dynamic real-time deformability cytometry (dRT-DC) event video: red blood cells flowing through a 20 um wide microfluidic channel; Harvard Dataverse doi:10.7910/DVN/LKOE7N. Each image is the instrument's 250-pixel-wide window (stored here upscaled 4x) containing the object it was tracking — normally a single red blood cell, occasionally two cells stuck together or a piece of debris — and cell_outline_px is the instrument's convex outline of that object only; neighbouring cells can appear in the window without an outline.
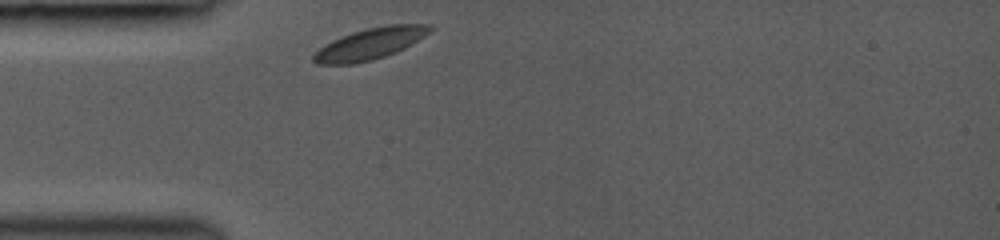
{"species": "common noctule bat (a hibernating species)", "species_latin": "Nyctalus noctula", "temperature_condition": "room temperature", "stored_images_in_passage": 12, "camera_frame_rate_fps": 3000, "um_per_image_px": 0.085, "animal": {"sex": "female", "body_mass_g": 19.0, "forearm_length_mm": 53.3}, "frame": {"image": 1, "passage_image": 1, "time_ms": 0.0, "image_size_px": [1000, 240], "cell_outline_px": [[432, 28], [424, 36], [412, 44], [396, 52], [372, 60], [356, 64], [316, 64], [312, 60], [312, 56], [324, 44], [332, 40], [352, 32], [384, 24], [432, 24]], "centroid_in_image_um": [31.44, 3.72], "position_along_channel_um": 53.6, "area_um2": 21.27}}
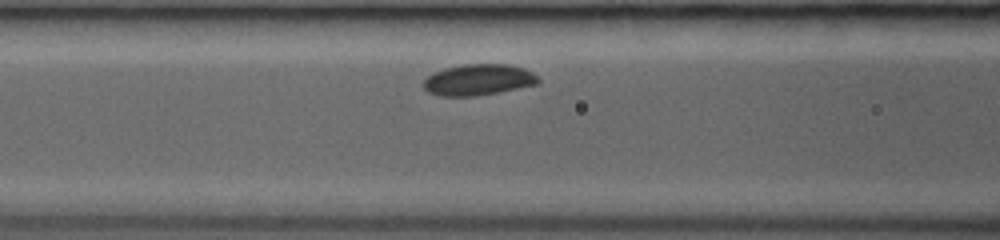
{"frame": {"image": 2, "passage_image": 6, "time_ms": 2.0, "image_size_px": [1000, 240], "cell_outline_px": [[540, 80], [536, 84], [476, 96], [440, 96], [428, 92], [424, 88], [424, 80], [432, 72], [444, 68], [464, 64], [508, 64], [524, 68], [532, 72]], "centroid_in_image_um": [40.62, 6.77], "position_along_channel_um": 126.0, "area_um2": 20.69}}
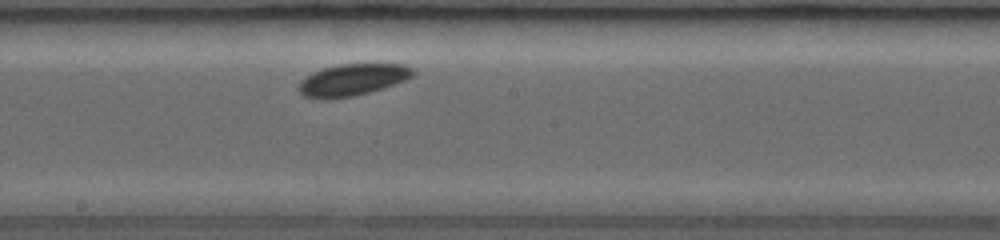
{"frame": {"image": 3, "passage_image": 12, "time_ms": 4.333, "image_size_px": [1000, 240], "cell_outline_px": [[416, 72], [412, 76], [404, 80], [368, 92], [352, 96], [324, 100], [320, 100], [304, 96], [296, 88], [300, 80], [312, 72], [320, 68], [340, 64], [404, 64], [412, 68]], "centroid_in_image_um": [29.87, 6.78], "position_along_channel_um": 218.3, "area_um2": 21.21}}